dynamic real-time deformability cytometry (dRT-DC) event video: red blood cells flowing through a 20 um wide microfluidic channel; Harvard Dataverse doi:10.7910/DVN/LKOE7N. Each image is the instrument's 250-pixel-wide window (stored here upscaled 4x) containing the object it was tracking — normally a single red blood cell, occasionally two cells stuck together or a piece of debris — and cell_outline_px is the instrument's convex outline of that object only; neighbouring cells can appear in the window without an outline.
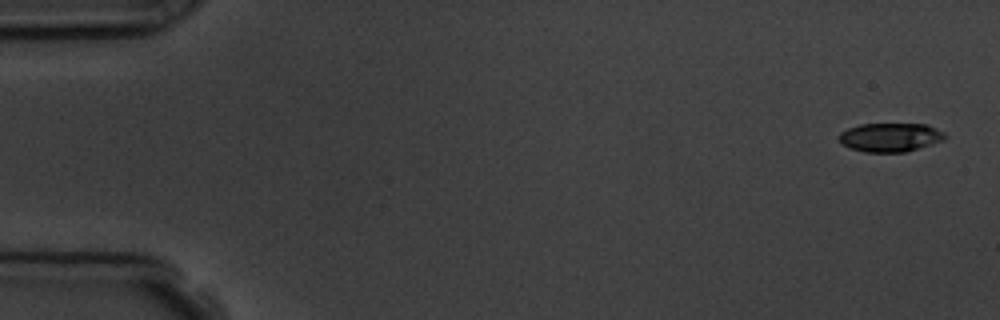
{"species": "common noctule bat (a hibernating species)", "species_latin": "Nyctalus noctula", "temperature_condition": "room temperature", "stored_images_in_passage": 4, "camera_frame_rate_fps": 3000, "um_per_image_px": 0.085, "animal": {"sex": "male", "body_mass_g": 19.5, "forearm_length_mm": 54.6}, "frame": {"image": 1, "passage_image": 1, "time_ms": 0.0, "image_size_px": [1000, 320], "cell_outline_px": [[948, 136], [944, 140], [904, 152], [864, 152], [840, 144], [840, 132], [848, 128], [860, 124], [928, 124], [944, 132]], "centroid_in_image_um": [75.68, 11.66], "position_along_channel_um": 9.3, "area_um2": 17.74}}
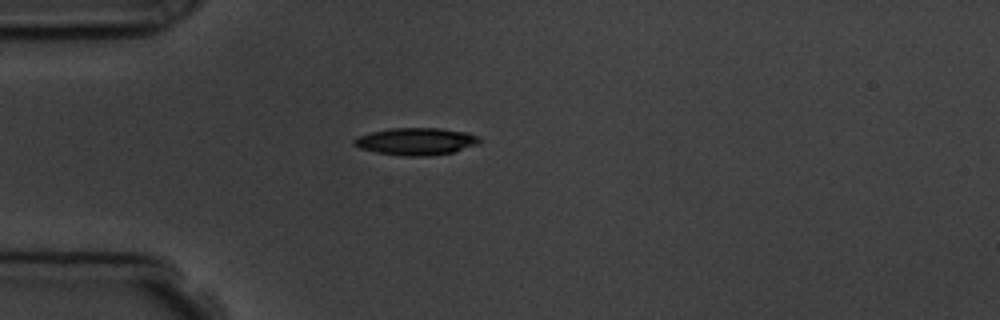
{"frame": {"image": 2, "passage_image": 4, "time_ms": 4.333, "image_size_px": [1000, 320], "cell_outline_px": [[480, 144], [452, 152], [428, 156], [404, 156], [376, 152], [360, 148], [352, 144], [352, 140], [356, 136], [372, 132], [392, 128], [440, 128], [468, 132], [476, 136], [480, 140]], "centroid_in_image_um": [35.35, 12.02], "position_along_channel_um": 49.7, "area_um2": 19.94}}